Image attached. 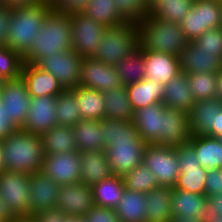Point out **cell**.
<instances>
[{"label": "cell", "instance_id": "cell-1", "mask_svg": "<svg viewBox=\"0 0 222 222\" xmlns=\"http://www.w3.org/2000/svg\"><path fill=\"white\" fill-rule=\"evenodd\" d=\"M101 130L112 175L123 177L142 164L148 144L139 136L132 121L104 118L101 120Z\"/></svg>", "mask_w": 222, "mask_h": 222}, {"label": "cell", "instance_id": "cell-2", "mask_svg": "<svg viewBox=\"0 0 222 222\" xmlns=\"http://www.w3.org/2000/svg\"><path fill=\"white\" fill-rule=\"evenodd\" d=\"M72 49L71 15L51 10L37 38L22 56L24 63L37 64L41 59Z\"/></svg>", "mask_w": 222, "mask_h": 222}, {"label": "cell", "instance_id": "cell-3", "mask_svg": "<svg viewBox=\"0 0 222 222\" xmlns=\"http://www.w3.org/2000/svg\"><path fill=\"white\" fill-rule=\"evenodd\" d=\"M51 10L49 0L13 8L5 46L23 56L37 38L39 29Z\"/></svg>", "mask_w": 222, "mask_h": 222}, {"label": "cell", "instance_id": "cell-4", "mask_svg": "<svg viewBox=\"0 0 222 222\" xmlns=\"http://www.w3.org/2000/svg\"><path fill=\"white\" fill-rule=\"evenodd\" d=\"M136 26L142 51L162 52L179 57L189 43L179 23L151 14H147Z\"/></svg>", "mask_w": 222, "mask_h": 222}, {"label": "cell", "instance_id": "cell-5", "mask_svg": "<svg viewBox=\"0 0 222 222\" xmlns=\"http://www.w3.org/2000/svg\"><path fill=\"white\" fill-rule=\"evenodd\" d=\"M1 142L5 170L30 175L41 171L45 153L39 135L19 129Z\"/></svg>", "mask_w": 222, "mask_h": 222}, {"label": "cell", "instance_id": "cell-6", "mask_svg": "<svg viewBox=\"0 0 222 222\" xmlns=\"http://www.w3.org/2000/svg\"><path fill=\"white\" fill-rule=\"evenodd\" d=\"M138 48L139 32L136 24L124 22L106 27L102 34V43L93 58L107 65L116 66Z\"/></svg>", "mask_w": 222, "mask_h": 222}, {"label": "cell", "instance_id": "cell-7", "mask_svg": "<svg viewBox=\"0 0 222 222\" xmlns=\"http://www.w3.org/2000/svg\"><path fill=\"white\" fill-rule=\"evenodd\" d=\"M72 49L83 58H93L102 43L106 27L82 11L70 12Z\"/></svg>", "mask_w": 222, "mask_h": 222}, {"label": "cell", "instance_id": "cell-8", "mask_svg": "<svg viewBox=\"0 0 222 222\" xmlns=\"http://www.w3.org/2000/svg\"><path fill=\"white\" fill-rule=\"evenodd\" d=\"M142 163L154 174L158 185L175 187L179 174V160L174 147L148 144Z\"/></svg>", "mask_w": 222, "mask_h": 222}, {"label": "cell", "instance_id": "cell-9", "mask_svg": "<svg viewBox=\"0 0 222 222\" xmlns=\"http://www.w3.org/2000/svg\"><path fill=\"white\" fill-rule=\"evenodd\" d=\"M174 148L180 168V174L175 188L195 194H205V178L208 169L200 165L193 145L187 141Z\"/></svg>", "mask_w": 222, "mask_h": 222}, {"label": "cell", "instance_id": "cell-10", "mask_svg": "<svg viewBox=\"0 0 222 222\" xmlns=\"http://www.w3.org/2000/svg\"><path fill=\"white\" fill-rule=\"evenodd\" d=\"M30 174L16 171L0 173V195L14 216L29 215Z\"/></svg>", "mask_w": 222, "mask_h": 222}, {"label": "cell", "instance_id": "cell-11", "mask_svg": "<svg viewBox=\"0 0 222 222\" xmlns=\"http://www.w3.org/2000/svg\"><path fill=\"white\" fill-rule=\"evenodd\" d=\"M83 57L73 49L41 59L36 65L52 74L64 89L79 86Z\"/></svg>", "mask_w": 222, "mask_h": 222}, {"label": "cell", "instance_id": "cell-12", "mask_svg": "<svg viewBox=\"0 0 222 222\" xmlns=\"http://www.w3.org/2000/svg\"><path fill=\"white\" fill-rule=\"evenodd\" d=\"M95 206L92 186L82 182L61 185L56 208L68 217H85Z\"/></svg>", "mask_w": 222, "mask_h": 222}, {"label": "cell", "instance_id": "cell-13", "mask_svg": "<svg viewBox=\"0 0 222 222\" xmlns=\"http://www.w3.org/2000/svg\"><path fill=\"white\" fill-rule=\"evenodd\" d=\"M41 171L60 186L81 182L80 152L45 155Z\"/></svg>", "mask_w": 222, "mask_h": 222}, {"label": "cell", "instance_id": "cell-14", "mask_svg": "<svg viewBox=\"0 0 222 222\" xmlns=\"http://www.w3.org/2000/svg\"><path fill=\"white\" fill-rule=\"evenodd\" d=\"M57 96L31 98L22 130L41 136L58 124L56 116Z\"/></svg>", "mask_w": 222, "mask_h": 222}, {"label": "cell", "instance_id": "cell-15", "mask_svg": "<svg viewBox=\"0 0 222 222\" xmlns=\"http://www.w3.org/2000/svg\"><path fill=\"white\" fill-rule=\"evenodd\" d=\"M79 86L104 92L121 86V82L115 66L94 58H83Z\"/></svg>", "mask_w": 222, "mask_h": 222}, {"label": "cell", "instance_id": "cell-16", "mask_svg": "<svg viewBox=\"0 0 222 222\" xmlns=\"http://www.w3.org/2000/svg\"><path fill=\"white\" fill-rule=\"evenodd\" d=\"M29 215L55 209L60 185L42 171L30 175Z\"/></svg>", "mask_w": 222, "mask_h": 222}, {"label": "cell", "instance_id": "cell-17", "mask_svg": "<svg viewBox=\"0 0 222 222\" xmlns=\"http://www.w3.org/2000/svg\"><path fill=\"white\" fill-rule=\"evenodd\" d=\"M0 97L7 106L8 116L21 129L26 120L31 100L26 83L21 77L6 80L0 91Z\"/></svg>", "mask_w": 222, "mask_h": 222}, {"label": "cell", "instance_id": "cell-18", "mask_svg": "<svg viewBox=\"0 0 222 222\" xmlns=\"http://www.w3.org/2000/svg\"><path fill=\"white\" fill-rule=\"evenodd\" d=\"M191 136L188 113L163 104L162 139L156 146L176 147L189 141Z\"/></svg>", "mask_w": 222, "mask_h": 222}, {"label": "cell", "instance_id": "cell-19", "mask_svg": "<svg viewBox=\"0 0 222 222\" xmlns=\"http://www.w3.org/2000/svg\"><path fill=\"white\" fill-rule=\"evenodd\" d=\"M180 72L193 73H218L222 69V60L214 53L200 50L193 41L179 55Z\"/></svg>", "mask_w": 222, "mask_h": 222}, {"label": "cell", "instance_id": "cell-20", "mask_svg": "<svg viewBox=\"0 0 222 222\" xmlns=\"http://www.w3.org/2000/svg\"><path fill=\"white\" fill-rule=\"evenodd\" d=\"M142 53L145 64L144 78L165 85L180 73L179 57L155 51H142Z\"/></svg>", "mask_w": 222, "mask_h": 222}, {"label": "cell", "instance_id": "cell-21", "mask_svg": "<svg viewBox=\"0 0 222 222\" xmlns=\"http://www.w3.org/2000/svg\"><path fill=\"white\" fill-rule=\"evenodd\" d=\"M162 113L163 103H155L134 111L132 122L147 144L156 145L162 139Z\"/></svg>", "mask_w": 222, "mask_h": 222}, {"label": "cell", "instance_id": "cell-22", "mask_svg": "<svg viewBox=\"0 0 222 222\" xmlns=\"http://www.w3.org/2000/svg\"><path fill=\"white\" fill-rule=\"evenodd\" d=\"M21 78L26 83L31 98L38 96H58L64 88L50 73L36 64L23 63Z\"/></svg>", "mask_w": 222, "mask_h": 222}, {"label": "cell", "instance_id": "cell-23", "mask_svg": "<svg viewBox=\"0 0 222 222\" xmlns=\"http://www.w3.org/2000/svg\"><path fill=\"white\" fill-rule=\"evenodd\" d=\"M205 194H195L175 187L172 188V218H190L205 222Z\"/></svg>", "mask_w": 222, "mask_h": 222}, {"label": "cell", "instance_id": "cell-24", "mask_svg": "<svg viewBox=\"0 0 222 222\" xmlns=\"http://www.w3.org/2000/svg\"><path fill=\"white\" fill-rule=\"evenodd\" d=\"M222 102L216 98L196 101L188 113L191 135L212 137V127H216L217 108Z\"/></svg>", "mask_w": 222, "mask_h": 222}, {"label": "cell", "instance_id": "cell-25", "mask_svg": "<svg viewBox=\"0 0 222 222\" xmlns=\"http://www.w3.org/2000/svg\"><path fill=\"white\" fill-rule=\"evenodd\" d=\"M162 103L171 109H177L189 113L195 104L189 86L188 75L178 73L164 85Z\"/></svg>", "mask_w": 222, "mask_h": 222}, {"label": "cell", "instance_id": "cell-26", "mask_svg": "<svg viewBox=\"0 0 222 222\" xmlns=\"http://www.w3.org/2000/svg\"><path fill=\"white\" fill-rule=\"evenodd\" d=\"M81 182L93 186L112 175L105 151L90 150L80 152Z\"/></svg>", "mask_w": 222, "mask_h": 222}, {"label": "cell", "instance_id": "cell-27", "mask_svg": "<svg viewBox=\"0 0 222 222\" xmlns=\"http://www.w3.org/2000/svg\"><path fill=\"white\" fill-rule=\"evenodd\" d=\"M172 187L158 185L146 193V222H170Z\"/></svg>", "mask_w": 222, "mask_h": 222}, {"label": "cell", "instance_id": "cell-28", "mask_svg": "<svg viewBox=\"0 0 222 222\" xmlns=\"http://www.w3.org/2000/svg\"><path fill=\"white\" fill-rule=\"evenodd\" d=\"M126 90L135 111L155 103H162L165 89L159 82L143 78L141 81L127 85Z\"/></svg>", "mask_w": 222, "mask_h": 222}, {"label": "cell", "instance_id": "cell-29", "mask_svg": "<svg viewBox=\"0 0 222 222\" xmlns=\"http://www.w3.org/2000/svg\"><path fill=\"white\" fill-rule=\"evenodd\" d=\"M40 137L45 155L78 151L72 126L57 124Z\"/></svg>", "mask_w": 222, "mask_h": 222}, {"label": "cell", "instance_id": "cell-30", "mask_svg": "<svg viewBox=\"0 0 222 222\" xmlns=\"http://www.w3.org/2000/svg\"><path fill=\"white\" fill-rule=\"evenodd\" d=\"M189 142L193 145L202 167L206 169L222 168V147L217 138L207 135H192Z\"/></svg>", "mask_w": 222, "mask_h": 222}, {"label": "cell", "instance_id": "cell-31", "mask_svg": "<svg viewBox=\"0 0 222 222\" xmlns=\"http://www.w3.org/2000/svg\"><path fill=\"white\" fill-rule=\"evenodd\" d=\"M146 193L126 189L114 209L120 222H146Z\"/></svg>", "mask_w": 222, "mask_h": 222}, {"label": "cell", "instance_id": "cell-32", "mask_svg": "<svg viewBox=\"0 0 222 222\" xmlns=\"http://www.w3.org/2000/svg\"><path fill=\"white\" fill-rule=\"evenodd\" d=\"M105 118L133 121L134 110L131 106L126 86H118L103 92Z\"/></svg>", "mask_w": 222, "mask_h": 222}, {"label": "cell", "instance_id": "cell-33", "mask_svg": "<svg viewBox=\"0 0 222 222\" xmlns=\"http://www.w3.org/2000/svg\"><path fill=\"white\" fill-rule=\"evenodd\" d=\"M75 144L79 152L102 150L104 151L101 120L82 119L73 126Z\"/></svg>", "mask_w": 222, "mask_h": 222}, {"label": "cell", "instance_id": "cell-34", "mask_svg": "<svg viewBox=\"0 0 222 222\" xmlns=\"http://www.w3.org/2000/svg\"><path fill=\"white\" fill-rule=\"evenodd\" d=\"M78 111L84 120H102L105 118V101L102 91L82 86L76 87Z\"/></svg>", "mask_w": 222, "mask_h": 222}, {"label": "cell", "instance_id": "cell-35", "mask_svg": "<svg viewBox=\"0 0 222 222\" xmlns=\"http://www.w3.org/2000/svg\"><path fill=\"white\" fill-rule=\"evenodd\" d=\"M94 203L97 207L115 209L125 190L123 178L111 175L92 186Z\"/></svg>", "mask_w": 222, "mask_h": 222}, {"label": "cell", "instance_id": "cell-36", "mask_svg": "<svg viewBox=\"0 0 222 222\" xmlns=\"http://www.w3.org/2000/svg\"><path fill=\"white\" fill-rule=\"evenodd\" d=\"M192 4L187 0H150L146 12L172 23H180Z\"/></svg>", "mask_w": 222, "mask_h": 222}, {"label": "cell", "instance_id": "cell-37", "mask_svg": "<svg viewBox=\"0 0 222 222\" xmlns=\"http://www.w3.org/2000/svg\"><path fill=\"white\" fill-rule=\"evenodd\" d=\"M81 11L105 27L126 22L119 15L114 0H88Z\"/></svg>", "mask_w": 222, "mask_h": 222}, {"label": "cell", "instance_id": "cell-38", "mask_svg": "<svg viewBox=\"0 0 222 222\" xmlns=\"http://www.w3.org/2000/svg\"><path fill=\"white\" fill-rule=\"evenodd\" d=\"M115 68L121 85L127 86L141 81L145 76V64L142 49L139 47L132 54L123 58Z\"/></svg>", "mask_w": 222, "mask_h": 222}, {"label": "cell", "instance_id": "cell-39", "mask_svg": "<svg viewBox=\"0 0 222 222\" xmlns=\"http://www.w3.org/2000/svg\"><path fill=\"white\" fill-rule=\"evenodd\" d=\"M56 116L59 125L74 126L82 120L76 101V87L64 89L56 99Z\"/></svg>", "mask_w": 222, "mask_h": 222}, {"label": "cell", "instance_id": "cell-40", "mask_svg": "<svg viewBox=\"0 0 222 222\" xmlns=\"http://www.w3.org/2000/svg\"><path fill=\"white\" fill-rule=\"evenodd\" d=\"M193 99L196 101L216 98V73L187 74Z\"/></svg>", "mask_w": 222, "mask_h": 222}, {"label": "cell", "instance_id": "cell-41", "mask_svg": "<svg viewBox=\"0 0 222 222\" xmlns=\"http://www.w3.org/2000/svg\"><path fill=\"white\" fill-rule=\"evenodd\" d=\"M126 189L148 193L158 186L154 174L142 163L123 177Z\"/></svg>", "mask_w": 222, "mask_h": 222}, {"label": "cell", "instance_id": "cell-42", "mask_svg": "<svg viewBox=\"0 0 222 222\" xmlns=\"http://www.w3.org/2000/svg\"><path fill=\"white\" fill-rule=\"evenodd\" d=\"M23 57L11 48L0 45V76L5 80L21 77Z\"/></svg>", "mask_w": 222, "mask_h": 222}, {"label": "cell", "instance_id": "cell-43", "mask_svg": "<svg viewBox=\"0 0 222 222\" xmlns=\"http://www.w3.org/2000/svg\"><path fill=\"white\" fill-rule=\"evenodd\" d=\"M195 4L201 11L202 28L204 31L222 28V1L198 0Z\"/></svg>", "mask_w": 222, "mask_h": 222}, {"label": "cell", "instance_id": "cell-44", "mask_svg": "<svg viewBox=\"0 0 222 222\" xmlns=\"http://www.w3.org/2000/svg\"><path fill=\"white\" fill-rule=\"evenodd\" d=\"M114 3L126 22L137 24L147 15L146 6L140 0H114Z\"/></svg>", "mask_w": 222, "mask_h": 222}, {"label": "cell", "instance_id": "cell-45", "mask_svg": "<svg viewBox=\"0 0 222 222\" xmlns=\"http://www.w3.org/2000/svg\"><path fill=\"white\" fill-rule=\"evenodd\" d=\"M193 42L201 51L214 53L222 60V28L208 29Z\"/></svg>", "mask_w": 222, "mask_h": 222}, {"label": "cell", "instance_id": "cell-46", "mask_svg": "<svg viewBox=\"0 0 222 222\" xmlns=\"http://www.w3.org/2000/svg\"><path fill=\"white\" fill-rule=\"evenodd\" d=\"M179 24L189 42L194 41L205 32L202 28L201 11L195 3Z\"/></svg>", "mask_w": 222, "mask_h": 222}, {"label": "cell", "instance_id": "cell-47", "mask_svg": "<svg viewBox=\"0 0 222 222\" xmlns=\"http://www.w3.org/2000/svg\"><path fill=\"white\" fill-rule=\"evenodd\" d=\"M85 222H120L113 208L94 206L84 217Z\"/></svg>", "mask_w": 222, "mask_h": 222}, {"label": "cell", "instance_id": "cell-48", "mask_svg": "<svg viewBox=\"0 0 222 222\" xmlns=\"http://www.w3.org/2000/svg\"><path fill=\"white\" fill-rule=\"evenodd\" d=\"M19 129L20 128L13 123L11 118L8 116L7 106L0 97V140L7 139Z\"/></svg>", "mask_w": 222, "mask_h": 222}, {"label": "cell", "instance_id": "cell-49", "mask_svg": "<svg viewBox=\"0 0 222 222\" xmlns=\"http://www.w3.org/2000/svg\"><path fill=\"white\" fill-rule=\"evenodd\" d=\"M222 193V168L208 169L205 178V196Z\"/></svg>", "mask_w": 222, "mask_h": 222}, {"label": "cell", "instance_id": "cell-50", "mask_svg": "<svg viewBox=\"0 0 222 222\" xmlns=\"http://www.w3.org/2000/svg\"><path fill=\"white\" fill-rule=\"evenodd\" d=\"M53 10L59 12L81 11L88 0H49Z\"/></svg>", "mask_w": 222, "mask_h": 222}, {"label": "cell", "instance_id": "cell-51", "mask_svg": "<svg viewBox=\"0 0 222 222\" xmlns=\"http://www.w3.org/2000/svg\"><path fill=\"white\" fill-rule=\"evenodd\" d=\"M205 210V222L211 221L216 217H222V193L208 197Z\"/></svg>", "mask_w": 222, "mask_h": 222}, {"label": "cell", "instance_id": "cell-52", "mask_svg": "<svg viewBox=\"0 0 222 222\" xmlns=\"http://www.w3.org/2000/svg\"><path fill=\"white\" fill-rule=\"evenodd\" d=\"M11 7L0 5V45H5L7 39V32L12 16Z\"/></svg>", "mask_w": 222, "mask_h": 222}, {"label": "cell", "instance_id": "cell-53", "mask_svg": "<svg viewBox=\"0 0 222 222\" xmlns=\"http://www.w3.org/2000/svg\"><path fill=\"white\" fill-rule=\"evenodd\" d=\"M34 216L37 222H64L68 217L57 208L42 211Z\"/></svg>", "mask_w": 222, "mask_h": 222}, {"label": "cell", "instance_id": "cell-54", "mask_svg": "<svg viewBox=\"0 0 222 222\" xmlns=\"http://www.w3.org/2000/svg\"><path fill=\"white\" fill-rule=\"evenodd\" d=\"M13 213L0 195V222H11L14 219Z\"/></svg>", "mask_w": 222, "mask_h": 222}, {"label": "cell", "instance_id": "cell-55", "mask_svg": "<svg viewBox=\"0 0 222 222\" xmlns=\"http://www.w3.org/2000/svg\"><path fill=\"white\" fill-rule=\"evenodd\" d=\"M39 0H0L1 6L18 8L22 6H27L29 4H33Z\"/></svg>", "mask_w": 222, "mask_h": 222}, {"label": "cell", "instance_id": "cell-56", "mask_svg": "<svg viewBox=\"0 0 222 222\" xmlns=\"http://www.w3.org/2000/svg\"><path fill=\"white\" fill-rule=\"evenodd\" d=\"M212 137L213 138L222 137V105L219 108H217L216 127H212Z\"/></svg>", "mask_w": 222, "mask_h": 222}, {"label": "cell", "instance_id": "cell-57", "mask_svg": "<svg viewBox=\"0 0 222 222\" xmlns=\"http://www.w3.org/2000/svg\"><path fill=\"white\" fill-rule=\"evenodd\" d=\"M216 99L222 102V69L217 73Z\"/></svg>", "mask_w": 222, "mask_h": 222}, {"label": "cell", "instance_id": "cell-58", "mask_svg": "<svg viewBox=\"0 0 222 222\" xmlns=\"http://www.w3.org/2000/svg\"><path fill=\"white\" fill-rule=\"evenodd\" d=\"M11 222H37L34 215L15 216Z\"/></svg>", "mask_w": 222, "mask_h": 222}, {"label": "cell", "instance_id": "cell-59", "mask_svg": "<svg viewBox=\"0 0 222 222\" xmlns=\"http://www.w3.org/2000/svg\"><path fill=\"white\" fill-rule=\"evenodd\" d=\"M2 171H5V166H4V154H3V145L0 140V173Z\"/></svg>", "mask_w": 222, "mask_h": 222}, {"label": "cell", "instance_id": "cell-60", "mask_svg": "<svg viewBox=\"0 0 222 222\" xmlns=\"http://www.w3.org/2000/svg\"><path fill=\"white\" fill-rule=\"evenodd\" d=\"M170 222H203V221L190 218H172Z\"/></svg>", "mask_w": 222, "mask_h": 222}, {"label": "cell", "instance_id": "cell-61", "mask_svg": "<svg viewBox=\"0 0 222 222\" xmlns=\"http://www.w3.org/2000/svg\"><path fill=\"white\" fill-rule=\"evenodd\" d=\"M64 222H85L84 217H67Z\"/></svg>", "mask_w": 222, "mask_h": 222}, {"label": "cell", "instance_id": "cell-62", "mask_svg": "<svg viewBox=\"0 0 222 222\" xmlns=\"http://www.w3.org/2000/svg\"><path fill=\"white\" fill-rule=\"evenodd\" d=\"M6 80L3 78V77H1L0 76V91L2 90V88H3V85H4V82H5Z\"/></svg>", "mask_w": 222, "mask_h": 222}, {"label": "cell", "instance_id": "cell-63", "mask_svg": "<svg viewBox=\"0 0 222 222\" xmlns=\"http://www.w3.org/2000/svg\"><path fill=\"white\" fill-rule=\"evenodd\" d=\"M208 222H222V217H216L213 220L208 221Z\"/></svg>", "mask_w": 222, "mask_h": 222}, {"label": "cell", "instance_id": "cell-64", "mask_svg": "<svg viewBox=\"0 0 222 222\" xmlns=\"http://www.w3.org/2000/svg\"><path fill=\"white\" fill-rule=\"evenodd\" d=\"M140 1H141L145 6H147L150 0H140Z\"/></svg>", "mask_w": 222, "mask_h": 222}, {"label": "cell", "instance_id": "cell-65", "mask_svg": "<svg viewBox=\"0 0 222 222\" xmlns=\"http://www.w3.org/2000/svg\"><path fill=\"white\" fill-rule=\"evenodd\" d=\"M219 143L221 144V147H222V137L221 138H217Z\"/></svg>", "mask_w": 222, "mask_h": 222}, {"label": "cell", "instance_id": "cell-66", "mask_svg": "<svg viewBox=\"0 0 222 222\" xmlns=\"http://www.w3.org/2000/svg\"><path fill=\"white\" fill-rule=\"evenodd\" d=\"M187 1H190L191 3H195V2H197L198 0H187Z\"/></svg>", "mask_w": 222, "mask_h": 222}]
</instances>
